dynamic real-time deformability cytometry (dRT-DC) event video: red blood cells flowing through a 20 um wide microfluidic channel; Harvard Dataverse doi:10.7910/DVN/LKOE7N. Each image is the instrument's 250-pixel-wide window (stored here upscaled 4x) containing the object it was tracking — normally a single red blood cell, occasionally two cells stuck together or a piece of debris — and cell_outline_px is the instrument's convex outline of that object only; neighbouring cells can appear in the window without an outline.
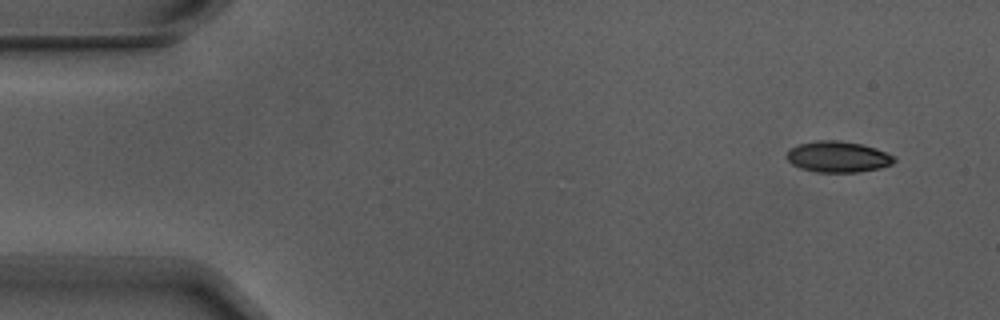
{"species": "Egyptian fruit bat (a non-hibernating species)", "species_latin": "Rousettus aegyptiacus", "temperature_condition": "warm", "stored_images_in_passage": 6, "camera_frame_rate_fps": 3000, "um_per_image_px": 0.085, "animal": {"sex": "male"}, "frame": {"image": 1, "passage_image": 1, "time_ms": 0.0, "image_size_px": [1000, 320], "cell_outline_px": [[896, 160], [892, 164], [880, 168], [860, 172], [816, 172], [800, 168], [792, 164], [788, 160], [788, 152], [792, 148], [800, 144], [816, 140], [840, 140], [860, 144], [876, 148], [896, 156]], "centroid_in_image_um": [71.27, 13.33], "position_along_channel_um": 13.7, "area_um2": 19.42}}
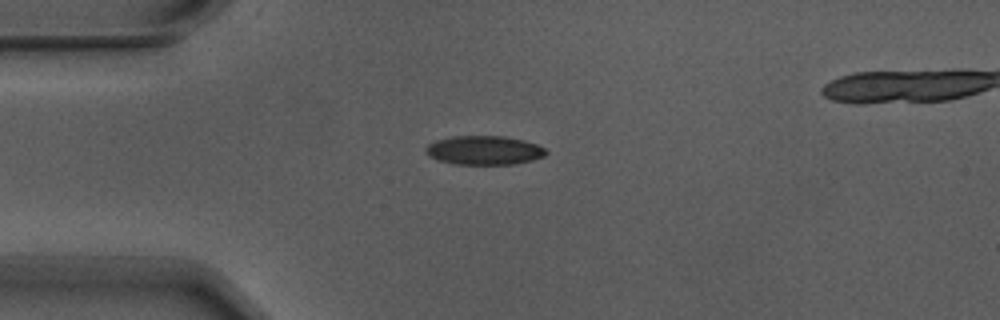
{"frame": {"image": 2, "passage_image": 4, "time_ms": 1.0, "image_size_px": [1000, 320], "cell_outline_px": [[548, 152], [544, 156], [532, 160], [512, 164], [456, 164], [440, 160], [428, 156], [424, 152], [424, 148], [428, 144], [436, 140], [452, 136], [504, 136], [524, 140], [536, 144], [544, 148]], "centroid_in_image_um": [41.13, 12.76], "position_along_channel_um": 43.9, "area_um2": 20.29}}